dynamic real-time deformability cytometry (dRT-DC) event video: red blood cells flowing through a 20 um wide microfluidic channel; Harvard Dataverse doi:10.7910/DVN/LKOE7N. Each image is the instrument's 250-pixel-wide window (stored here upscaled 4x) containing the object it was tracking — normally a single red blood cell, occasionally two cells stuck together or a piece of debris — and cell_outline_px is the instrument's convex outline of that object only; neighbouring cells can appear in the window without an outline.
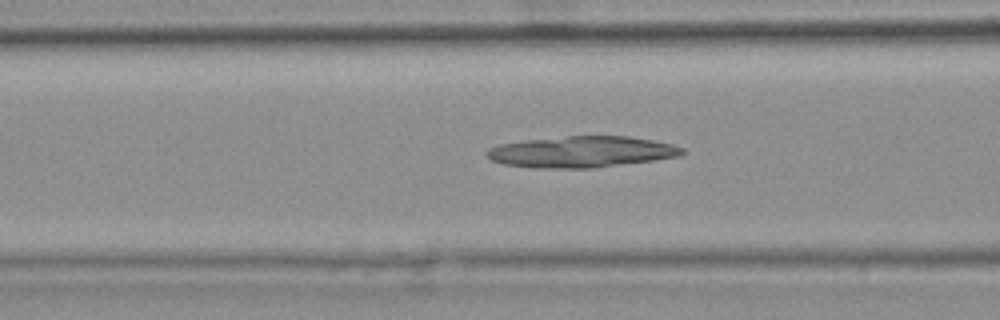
{"species": "common noctule bat (a hibernating species)", "species_latin": "Nyctalus noctula", "temperature_condition": "warm", "stored_images_in_passage": 38, "camera_frame_rate_fps": 3000, "um_per_image_px": 0.085, "animal": {"sex": "female", "body_mass_g": 25.1}, "frame": {"image": 1, "passage_image": 12, "time_ms": 3.667, "image_size_px": [1000, 320], "cell_outline_px": [[688, 152], [680, 156], [652, 160], [592, 168], [532, 168], [504, 164], [492, 160], [484, 152], [488, 148], [500, 144], [524, 140], [568, 136], [628, 136], [652, 140], [672, 144], [684, 148]], "centroid_in_image_um": [49.43, 12.9], "position_along_channel_um": 117.2, "area_um2": 35.55}}